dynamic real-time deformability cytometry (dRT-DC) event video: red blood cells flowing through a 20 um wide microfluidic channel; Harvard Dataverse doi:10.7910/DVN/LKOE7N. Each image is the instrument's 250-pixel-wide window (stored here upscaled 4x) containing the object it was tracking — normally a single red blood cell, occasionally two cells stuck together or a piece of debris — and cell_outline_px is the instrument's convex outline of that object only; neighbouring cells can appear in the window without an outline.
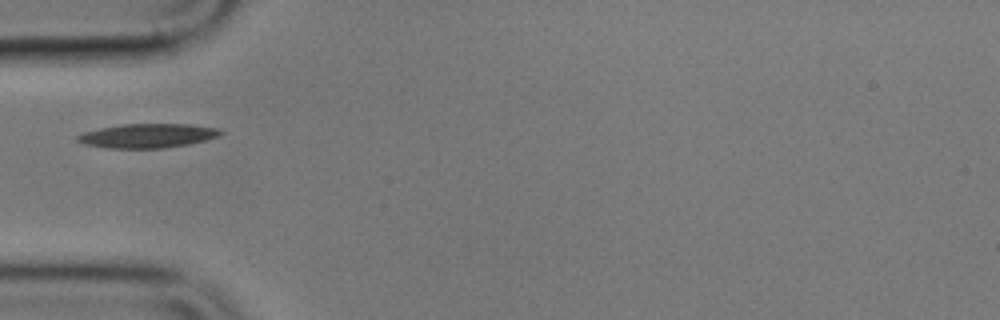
{"species": "common noctule bat (a hibernating species)", "species_latin": "Nyctalus noctula", "temperature_condition": "cold", "stored_images_in_passage": 8, "camera_frame_rate_fps": 3000, "um_per_image_px": 0.085, "animal": {"sex": "male", "body_mass_g": 17.9}, "frame": {"image": 1, "passage_image": 4, "time_ms": 3.667, "image_size_px": [1000, 320], "cell_outline_px": [[224, 132], [220, 136], [188, 144], [164, 148], [108, 148], [84, 144], [76, 140], [76, 136], [84, 132], [100, 128], [124, 124], [192, 124], [220, 128]], "centroid_in_image_um": [12.58, 11.53], "position_along_channel_um": 72.4, "area_um2": 20.17}}
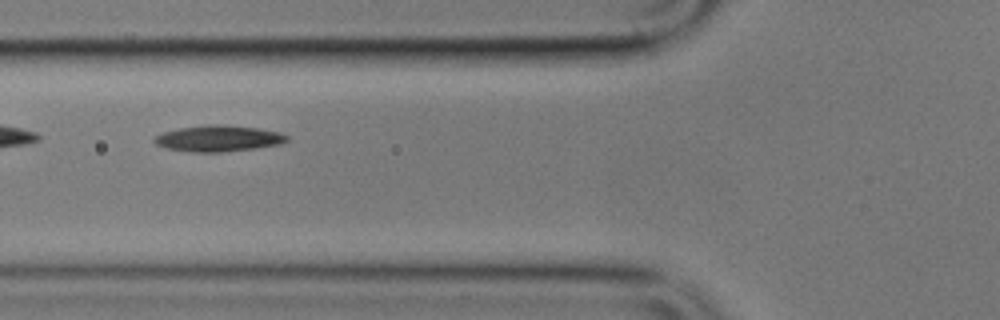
{"frame": {"image": 2, "passage_image": 5, "time_ms": 4.667, "image_size_px": [1000, 320], "cell_outline_px": [[288, 140], [280, 144], [256, 148], [220, 152], [192, 152], [168, 148], [156, 144], [152, 140], [156, 136], [164, 132], [180, 128], [208, 124], [224, 124], [256, 128], [280, 132], [288, 136]], "centroid_in_image_um": [18.58, 11.76], "position_along_channel_um": 107.2, "area_um2": 20.06}}
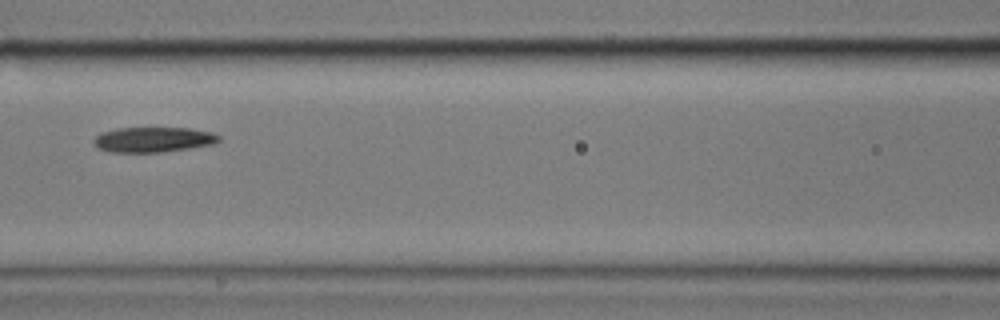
{"frame": {"image": 3, "passage_image": 6, "time_ms": 6.0, "image_size_px": [1000, 320], "cell_outline_px": [[220, 140], [212, 144], [188, 148], [160, 152], [108, 152], [96, 148], [92, 140], [100, 132], [116, 128], [188, 128], [212, 132], [220, 136]], "centroid_in_image_um": [12.96, 11.86], "position_along_channel_um": 153.6, "area_um2": 18.38}}